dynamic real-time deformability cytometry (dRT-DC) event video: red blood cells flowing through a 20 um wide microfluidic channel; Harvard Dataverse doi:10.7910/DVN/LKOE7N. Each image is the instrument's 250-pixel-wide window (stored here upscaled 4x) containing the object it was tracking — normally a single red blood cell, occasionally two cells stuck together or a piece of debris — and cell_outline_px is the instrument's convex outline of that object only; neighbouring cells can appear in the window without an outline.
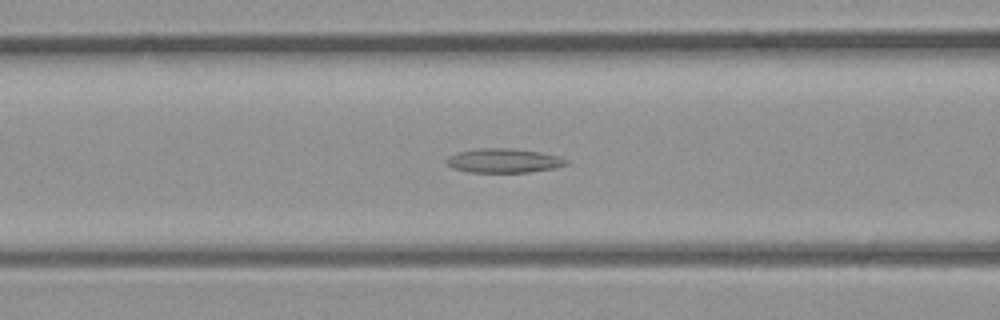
{"species": "common noctule bat (a hibernating species)", "species_latin": "Nyctalus noctula", "temperature_condition": "room temperature", "stored_images_in_passage": 26, "camera_frame_rate_fps": 3000, "um_per_image_px": 0.085, "animal": {"sex": "male", "body_mass_g": 23.1, "forearm_length_mm": 52.7}, "frame": {"image": 1, "passage_image": 4, "time_ms": 1.0, "image_size_px": [1000, 320], "cell_outline_px": [[568, 164], [552, 168], [528, 172], [468, 172], [452, 168], [444, 160], [448, 156], [456, 152], [476, 148], [512, 148], [540, 152], [560, 156], [568, 160]], "centroid_in_image_um": [42.78, 13.64], "position_along_channel_um": 123.8, "area_um2": 16.99}}
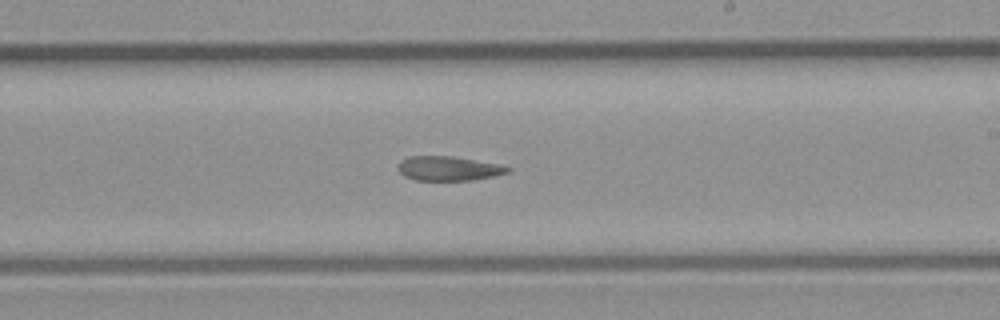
{"frame": {"image": 2, "passage_image": 11, "time_ms": 3.333, "image_size_px": [1000, 320], "cell_outline_px": [[512, 168], [508, 172], [492, 176], [472, 180], [416, 180], [404, 176], [396, 168], [400, 160], [408, 156], [452, 156], [500, 164]], "centroid_in_image_um": [38.09, 14.31], "position_along_channel_um": 250.9, "area_um2": 15.61}}
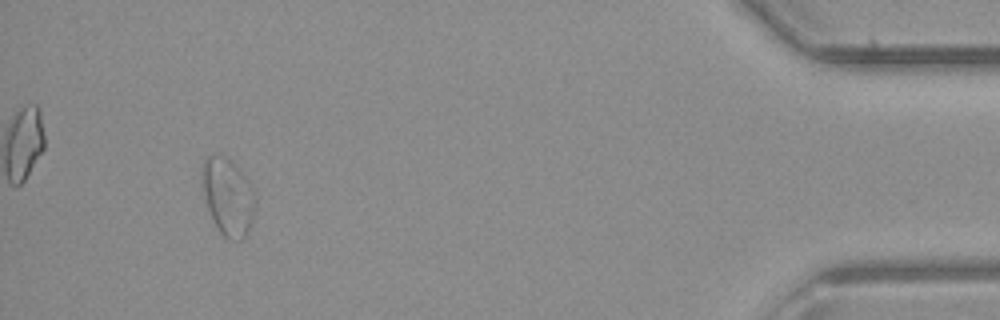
{"frame": {"image": 3, "passage_image": 24, "time_ms": 7.667, "image_size_px": [1000, 320], "cell_outline_px": [[256, 200], [252, 216], [248, 228], [244, 236], [240, 240], [228, 240], [220, 232], [208, 208], [200, 176], [200, 168], [204, 160], [208, 156], [224, 156], [232, 160], [248, 180], [256, 196]], "centroid_in_image_um": [19.36, 16.67], "position_along_channel_um": 415.8, "area_um2": 23.64}}